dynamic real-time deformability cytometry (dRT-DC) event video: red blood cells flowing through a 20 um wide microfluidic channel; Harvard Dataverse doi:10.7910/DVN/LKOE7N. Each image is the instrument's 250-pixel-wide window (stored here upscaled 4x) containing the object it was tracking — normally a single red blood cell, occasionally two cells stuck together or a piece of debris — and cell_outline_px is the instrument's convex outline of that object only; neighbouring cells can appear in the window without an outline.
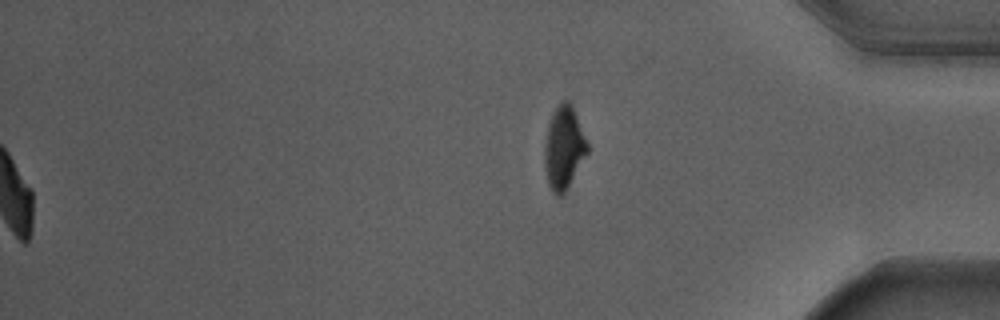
{"species": "Egyptian fruit bat (a non-hibernating species)", "species_latin": "Rousettus aegyptiacus", "temperature_condition": "warm", "stored_images_in_passage": 57, "segment_of_instrument_passage": [2, 2], "camera_frame_rate_fps": 3000, "um_per_image_px": 0.085, "animal": {"sex": "male"}, "frame": {"image": 1, "passage_image": 57, "time_ms": 18.667, "image_size_px": [1000, 320], "cell_outline_px": [[588, 152], [564, 192], [560, 196], [556, 196], [552, 192], [548, 184], [544, 160], [544, 152], [548, 124], [552, 112], [564, 100], [568, 100], [572, 104], [588, 144]], "centroid_in_image_um": [47.92, 12.54], "position_along_channel_um": 387.3, "area_um2": 20.35}}